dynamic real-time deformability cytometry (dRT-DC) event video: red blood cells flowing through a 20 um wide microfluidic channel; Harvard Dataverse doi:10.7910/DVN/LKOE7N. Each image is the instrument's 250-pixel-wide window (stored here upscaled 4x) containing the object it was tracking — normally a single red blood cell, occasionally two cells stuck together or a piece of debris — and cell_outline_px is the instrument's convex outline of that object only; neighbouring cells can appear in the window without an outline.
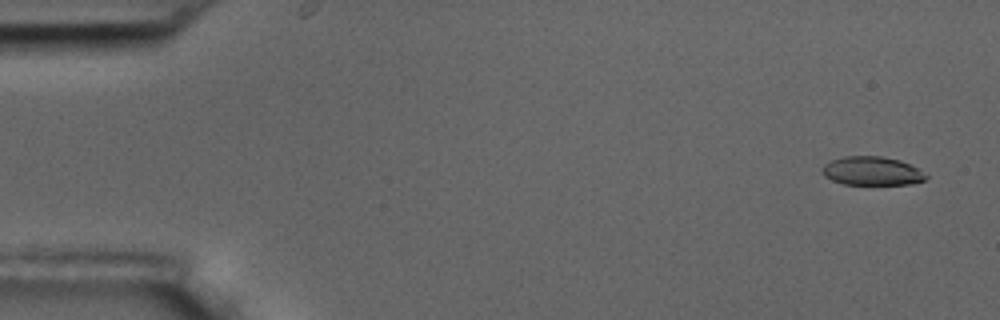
{"species": "common noctule bat (a hibernating species)", "species_latin": "Nyctalus noctula", "temperature_condition": "room temperature", "stored_images_in_passage": 5, "camera_frame_rate_fps": 3000, "um_per_image_px": 0.085, "animal": {"sex": "male", "body_mass_g": 17.5, "forearm_length_mm": 52.3}, "frame": {"image": 1, "passage_image": 1, "time_ms": 0.0, "image_size_px": [1000, 320], "cell_outline_px": [[928, 176], [924, 180], [912, 184], [844, 184], [832, 180], [824, 176], [820, 168], [824, 164], [832, 160], [844, 156], [880, 156], [900, 160], [916, 168]], "centroid_in_image_um": [74.07, 14.53], "position_along_channel_um": 10.9, "area_um2": 17.22}}
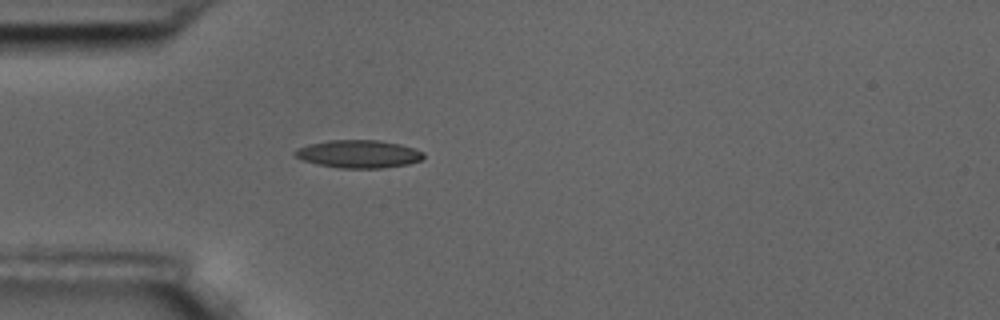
{"frame": {"image": 2, "passage_image": 5, "time_ms": 4.667, "image_size_px": [1000, 320], "cell_outline_px": [[424, 156], [420, 160], [408, 164], [384, 168], [340, 168], [320, 164], [304, 160], [296, 156], [292, 152], [296, 148], [308, 144], [328, 140], [380, 140], [400, 144], [424, 152]], "centroid_in_image_um": [30.48, 13.08], "position_along_channel_um": 54.5, "area_um2": 20.81}}